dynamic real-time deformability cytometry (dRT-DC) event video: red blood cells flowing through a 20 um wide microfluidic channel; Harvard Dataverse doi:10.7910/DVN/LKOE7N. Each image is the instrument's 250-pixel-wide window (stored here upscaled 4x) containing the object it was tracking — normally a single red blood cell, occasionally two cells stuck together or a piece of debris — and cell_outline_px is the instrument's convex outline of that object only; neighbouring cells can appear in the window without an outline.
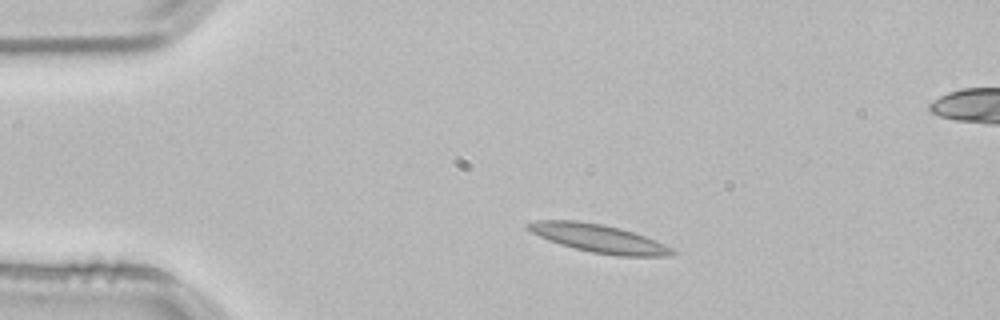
{"species": "common noctule bat (a hibernating species)", "species_latin": "Nyctalus noctula", "temperature_condition": "room temperature", "stored_images_in_passage": 4, "segment_of_instrument_passage": [1, 2], "camera_frame_rate_fps": 3000, "um_per_image_px": 0.085, "animal": {"sex": "male", "body_mass_g": 21.5, "forearm_length_mm": 52.0}, "frame": {"image": 1, "passage_image": 2, "time_ms": 0.333, "image_size_px": [1000, 320], "cell_outline_px": [[680, 252], [672, 256], [616, 256], [592, 252], [560, 244], [548, 240], [524, 228], [524, 224], [536, 220], [576, 220], [604, 224], [620, 228], [644, 236], [664, 244]], "centroid_in_image_um": [50.89, 20.26], "position_along_channel_um": 34.1, "area_um2": 23.76}}